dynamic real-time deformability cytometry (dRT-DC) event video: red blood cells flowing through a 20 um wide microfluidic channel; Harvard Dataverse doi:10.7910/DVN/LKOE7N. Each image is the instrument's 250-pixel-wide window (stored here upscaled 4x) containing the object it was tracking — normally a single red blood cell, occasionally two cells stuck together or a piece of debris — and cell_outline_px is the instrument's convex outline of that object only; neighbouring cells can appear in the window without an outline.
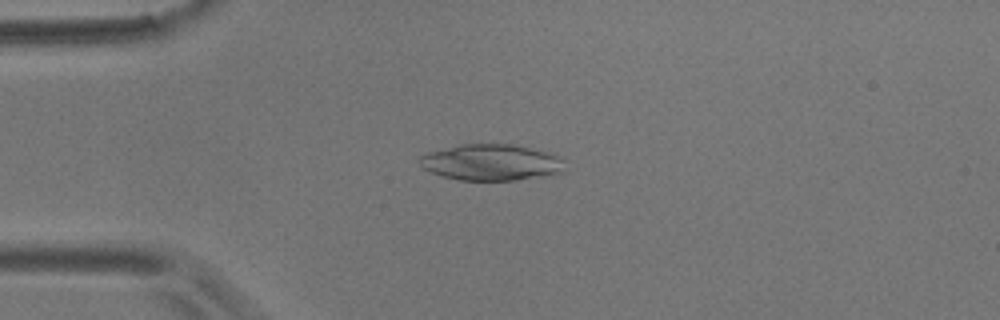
{"species": "common noctule bat (a hibernating species)", "species_latin": "Nyctalus noctula", "temperature_condition": "room temperature", "stored_images_in_passage": 44, "camera_frame_rate_fps": 3000, "um_per_image_px": 0.085, "animal": {"sex": "male", "body_mass_g": 17.9}, "frame": {"image": 1, "passage_image": 2, "time_ms": 0.333, "image_size_px": [1000, 320], "cell_outline_px": [[564, 172], [516, 180], [460, 180], [444, 176], [432, 172], [424, 168], [420, 164], [420, 156], [428, 152], [460, 144], [508, 144], [548, 152], [556, 156], [560, 160]], "centroid_in_image_um": [41.71, 13.8], "position_along_channel_um": 43.3, "area_um2": 30.06}}
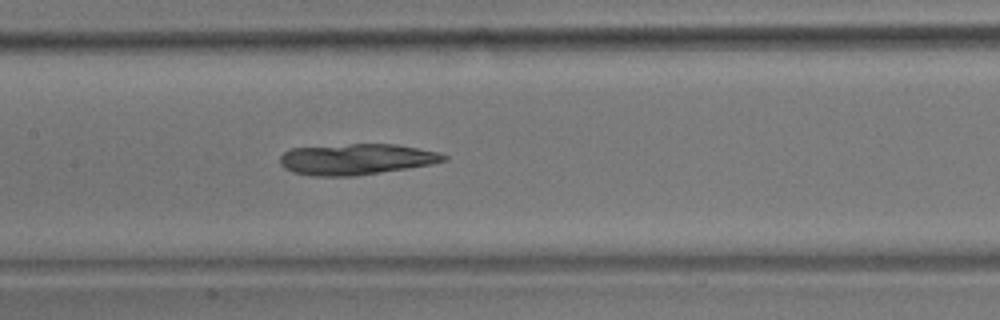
{"frame": {"image": 2, "passage_image": 15, "time_ms": 4.667, "image_size_px": [1000, 320], "cell_outline_px": [[448, 160], [432, 164], [408, 168], [356, 176], [312, 176], [292, 172], [284, 168], [280, 164], [280, 156], [284, 152], [292, 148], [352, 144], [396, 144], [440, 152], [448, 156]], "centroid_in_image_um": [30.3, 13.54], "position_along_channel_um": 177.1, "area_um2": 29.71}}
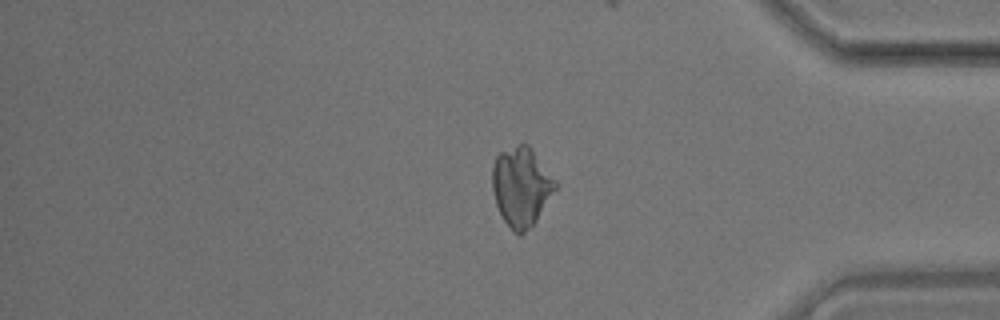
{"frame": {"image": 3, "passage_image": 35, "time_ms": 11.333, "image_size_px": [1000, 320], "cell_outline_px": [[556, 188], [536, 220], [520, 236], [504, 220], [496, 204], [492, 188], [492, 164], [496, 156], [500, 152], [520, 144], [528, 144], [532, 148], [556, 180]], "centroid_in_image_um": [44.3, 15.82], "position_along_channel_um": 390.9, "area_um2": 28.67}, "authors_computed_cell_mechanics": {"area_um2": 29.7381, "velocity_mm_per_s": 3.545, "shape_relaxation_time_tau1_ms": null, "shape_relaxation_time_tau2_ms": 9.2138, "deformation_change_tau1": null, "deformation_change_tau2": 0.144}}